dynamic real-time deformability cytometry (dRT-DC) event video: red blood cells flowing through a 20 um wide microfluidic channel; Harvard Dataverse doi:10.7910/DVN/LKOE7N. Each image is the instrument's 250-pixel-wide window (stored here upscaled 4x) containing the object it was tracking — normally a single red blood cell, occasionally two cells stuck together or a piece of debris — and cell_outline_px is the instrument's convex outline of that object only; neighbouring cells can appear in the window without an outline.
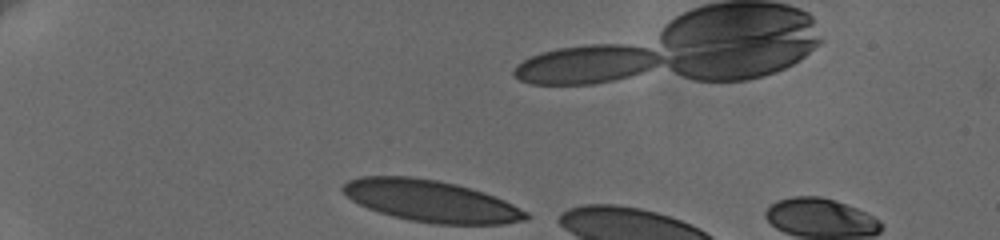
{"species": "human", "species_latin": "Homo sapiens", "temperature_condition": "cold", "stored_images_in_passage": 8, "camera_frame_rate_fps": 3000, "um_per_image_px": 0.085, "donor": {"sex": "female"}, "frame": {"image": 1, "passage_image": 1, "time_ms": 0.0, "image_size_px": [1000, 240], "cell_outline_px": [[532, 216], [524, 220], [504, 224], [436, 224], [408, 220], [392, 216], [368, 208], [352, 200], [340, 188], [348, 180], [360, 176], [412, 176], [436, 180], [456, 184], [484, 192], [504, 200], [528, 212]], "centroid_in_image_um": [36.64, 17.08], "position_along_channel_um": 48.4, "area_um2": 44.39}}